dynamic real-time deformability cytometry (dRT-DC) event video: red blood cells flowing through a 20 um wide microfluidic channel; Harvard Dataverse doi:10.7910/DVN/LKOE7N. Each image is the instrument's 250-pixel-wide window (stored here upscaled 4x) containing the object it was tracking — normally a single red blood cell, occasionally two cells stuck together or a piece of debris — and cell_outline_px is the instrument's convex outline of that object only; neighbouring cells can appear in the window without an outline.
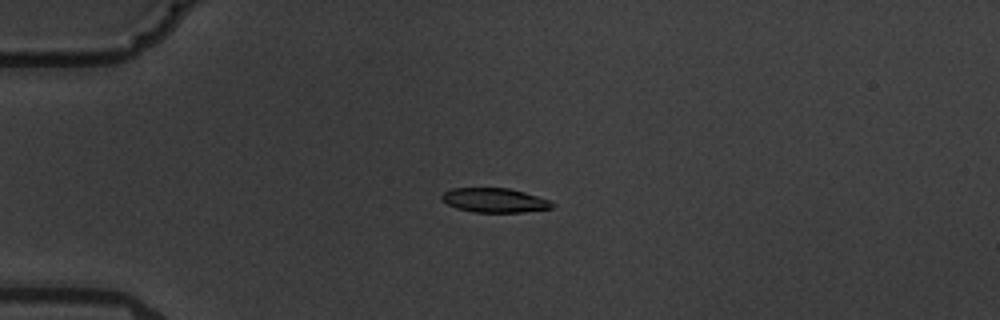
{"species": "common noctule bat (a hibernating species)", "species_latin": "Nyctalus noctula", "temperature_condition": "warm", "stored_images_in_passage": 2, "camera_frame_rate_fps": 3000, "um_per_image_px": 0.085, "animal": {"sex": "male", "body_mass_g": 19.5, "forearm_length_mm": 54.6}, "frame": {"image": 1, "passage_image": 1, "time_ms": 0.0, "image_size_px": [1000, 320], "cell_outline_px": [[556, 204], [552, 208], [520, 212], [476, 212], [456, 208], [440, 200], [440, 196], [444, 192], [452, 188], [508, 188], [524, 192], [548, 200]], "centroid_in_image_um": [42.0, 17.02], "position_along_channel_um": 43.0, "area_um2": 15.55}}